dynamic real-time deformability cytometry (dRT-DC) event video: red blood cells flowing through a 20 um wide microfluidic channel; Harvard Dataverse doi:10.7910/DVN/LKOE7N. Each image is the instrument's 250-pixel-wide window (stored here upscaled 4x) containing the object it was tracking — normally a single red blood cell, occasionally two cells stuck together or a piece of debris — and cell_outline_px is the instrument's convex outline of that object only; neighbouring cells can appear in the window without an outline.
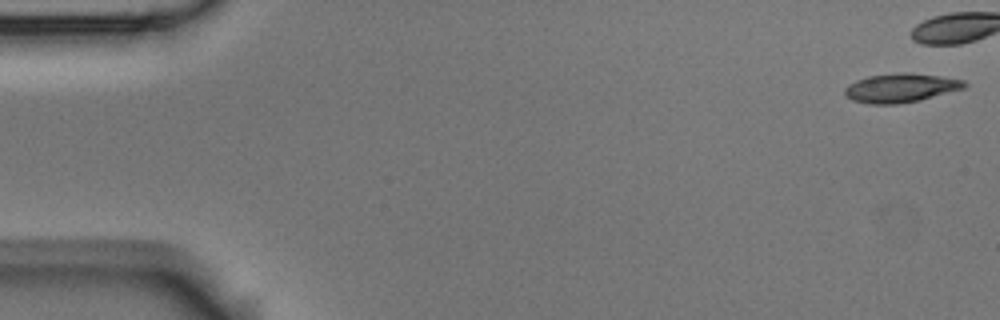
{"species": "Egyptian fruit bat (a non-hibernating species)", "species_latin": "Rousettus aegyptiacus", "temperature_condition": "room temperature", "stored_images_in_passage": 2, "camera_frame_rate_fps": 3000, "um_per_image_px": 0.085, "animal": {"sex": "male"}, "frame": {"image": 1, "passage_image": 1, "time_ms": 0.0, "image_size_px": [1000, 320], "cell_outline_px": [[968, 84], [964, 88], [920, 100], [896, 104], [868, 104], [852, 100], [844, 92], [844, 88], [848, 84], [856, 80], [868, 76], [900, 72], [908, 72], [940, 76], [964, 80]], "centroid_in_image_um": [76.55, 7.46], "position_along_channel_um": 8.5, "area_um2": 20.17}}